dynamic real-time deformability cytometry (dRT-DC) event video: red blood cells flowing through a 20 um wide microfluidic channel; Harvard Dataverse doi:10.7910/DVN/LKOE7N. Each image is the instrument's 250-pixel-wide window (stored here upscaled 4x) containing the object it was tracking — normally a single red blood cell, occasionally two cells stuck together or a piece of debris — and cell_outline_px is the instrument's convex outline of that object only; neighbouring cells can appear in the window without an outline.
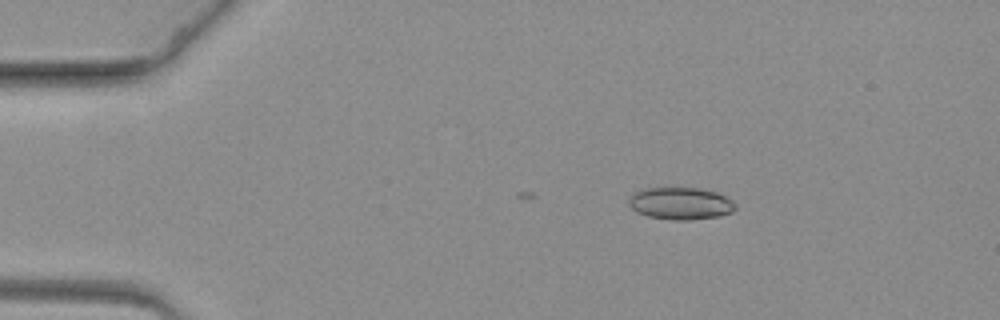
{"species": "common noctule bat (a hibernating species)", "species_latin": "Nyctalus noctula", "temperature_condition": "warm", "stored_images_in_passage": 4, "camera_frame_rate_fps": 3000, "um_per_image_px": 0.085, "animal": {"sex": "female", "body_mass_g": 19.3, "forearm_length_mm": 54.1}, "frame": {"image": 1, "passage_image": 4, "time_ms": 1.0, "image_size_px": [1000, 320], "cell_outline_px": [[736, 208], [732, 212], [720, 216], [688, 220], [672, 220], [648, 216], [636, 212], [628, 204], [628, 200], [632, 192], [644, 188], [700, 188], [716, 192], [732, 200], [736, 204]], "centroid_in_image_um": [57.83, 17.29], "position_along_channel_um": 27.2, "area_um2": 20.17}}